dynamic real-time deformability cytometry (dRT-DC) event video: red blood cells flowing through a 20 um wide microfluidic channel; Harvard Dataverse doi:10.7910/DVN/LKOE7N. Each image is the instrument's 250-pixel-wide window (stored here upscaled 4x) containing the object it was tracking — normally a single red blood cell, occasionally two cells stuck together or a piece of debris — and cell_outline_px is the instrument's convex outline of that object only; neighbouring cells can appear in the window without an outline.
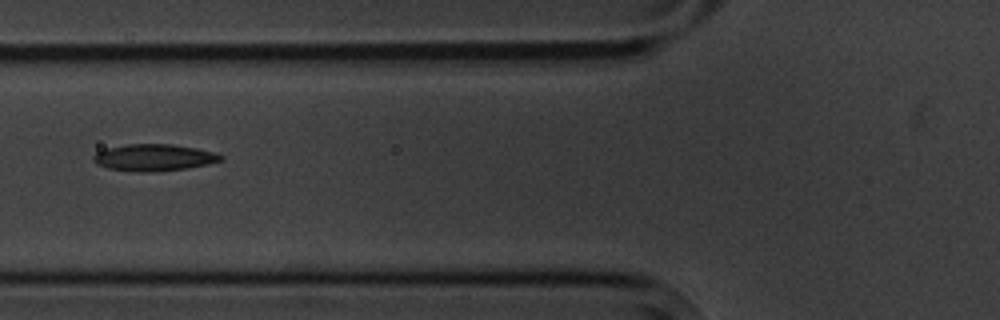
{"species": "common noctule bat (a hibernating species)", "species_latin": "Nyctalus noctula", "temperature_condition": "cold", "stored_images_in_passage": 9, "camera_frame_rate_fps": 3000, "um_per_image_px": 0.085, "animal": {"sex": "male", "body_mass_g": 20.1, "forearm_length_mm": 53.5}, "frame": {"image": 1, "passage_image": 4, "time_ms": 3.333, "image_size_px": [1000, 320], "cell_outline_px": [[224, 160], [208, 164], [188, 168], [156, 172], [140, 172], [108, 168], [96, 164], [92, 160], [92, 156], [96, 152], [108, 148], [128, 144], [172, 144], [196, 148], [216, 152], [224, 156]], "centroid_in_image_um": [13.11, 13.39], "position_along_channel_um": 112.7, "area_um2": 20.06}}
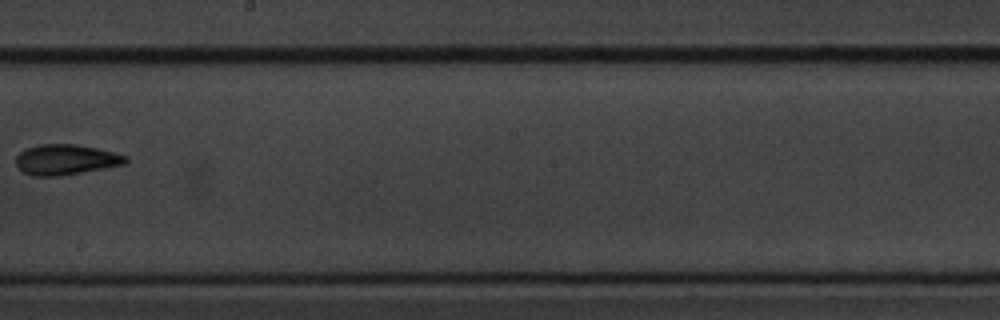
{"frame": {"image": 2, "passage_image": 7, "time_ms": 7.0, "image_size_px": [1000, 320], "cell_outline_px": [[128, 160], [124, 164], [104, 168], [60, 176], [32, 176], [24, 172], [16, 164], [16, 156], [24, 148], [40, 144], [76, 144], [116, 152], [128, 156]], "centroid_in_image_um": [5.59, 13.56], "position_along_channel_um": 242.6, "area_um2": 19.48}}
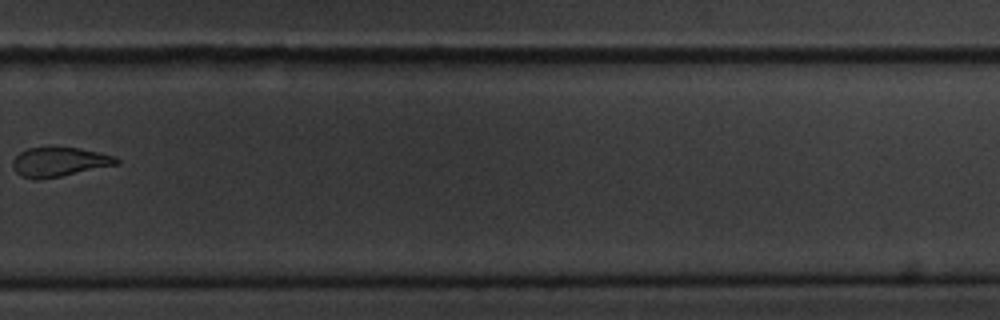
{"frame": {"image": 3, "passage_image": 9, "time_ms": 9.333, "image_size_px": [1000, 320], "cell_outline_px": [[120, 164], [40, 180], [36, 180], [20, 176], [16, 172], [12, 164], [12, 160], [20, 152], [28, 148], [80, 148], [116, 156], [120, 160]], "centroid_in_image_um": [5.05, 13.78], "position_along_channel_um": 324.8, "area_um2": 17.69}}